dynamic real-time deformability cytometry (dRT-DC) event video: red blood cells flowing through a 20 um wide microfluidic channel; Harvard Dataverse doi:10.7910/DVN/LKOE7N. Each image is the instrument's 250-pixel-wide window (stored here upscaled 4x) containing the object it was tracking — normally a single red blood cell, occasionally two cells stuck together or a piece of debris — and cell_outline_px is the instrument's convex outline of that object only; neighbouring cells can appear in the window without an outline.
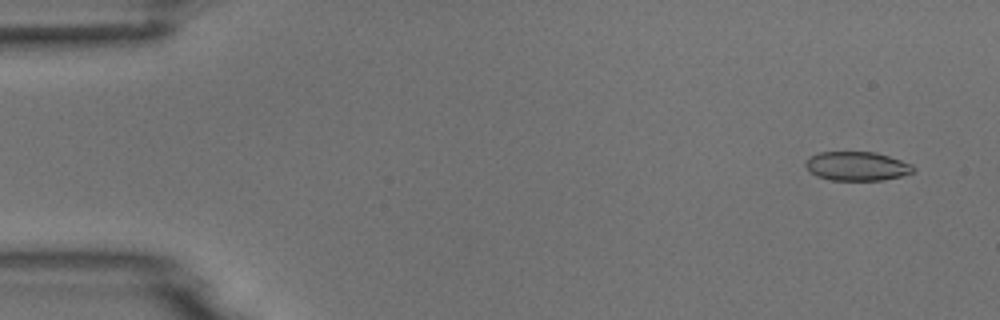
{"species": "common noctule bat (a hibernating species)", "species_latin": "Nyctalus noctula", "temperature_condition": "room temperature", "stored_images_in_passage": 9, "camera_frame_rate_fps": 3000, "um_per_image_px": 0.085, "animal": {"sex": "male", "body_mass_g": 18.8}, "frame": {"image": 1, "passage_image": 1, "time_ms": 0.0, "image_size_px": [1000, 320], "cell_outline_px": [[916, 168], [912, 172], [900, 176], [884, 180], [832, 180], [816, 176], [804, 164], [808, 156], [820, 152], [876, 152], [912, 164]], "centroid_in_image_um": [72.83, 14.12], "position_along_channel_um": 12.2, "area_um2": 18.15}}
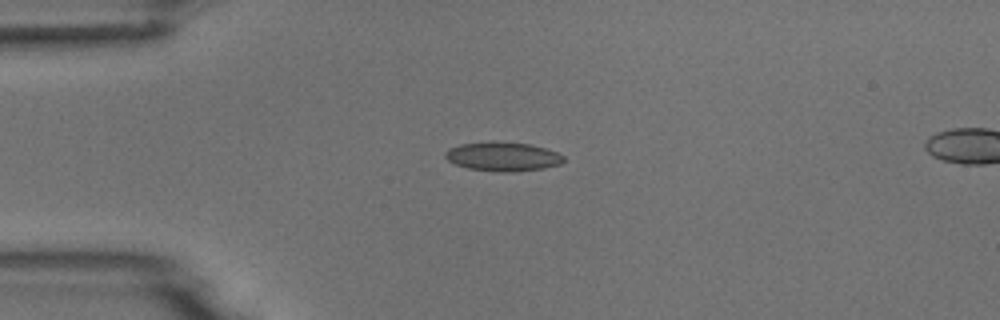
{"frame": {"image": 2, "passage_image": 4, "time_ms": 3.333, "image_size_px": [1000, 320], "cell_outline_px": [[564, 160], [560, 164], [544, 168], [512, 172], [504, 172], [468, 168], [456, 164], [448, 160], [444, 156], [444, 152], [448, 148], [460, 144], [492, 140], [528, 144], [544, 148], [556, 152], [564, 156]], "centroid_in_image_um": [42.7, 13.29], "position_along_channel_um": 42.3, "area_um2": 20.11}}